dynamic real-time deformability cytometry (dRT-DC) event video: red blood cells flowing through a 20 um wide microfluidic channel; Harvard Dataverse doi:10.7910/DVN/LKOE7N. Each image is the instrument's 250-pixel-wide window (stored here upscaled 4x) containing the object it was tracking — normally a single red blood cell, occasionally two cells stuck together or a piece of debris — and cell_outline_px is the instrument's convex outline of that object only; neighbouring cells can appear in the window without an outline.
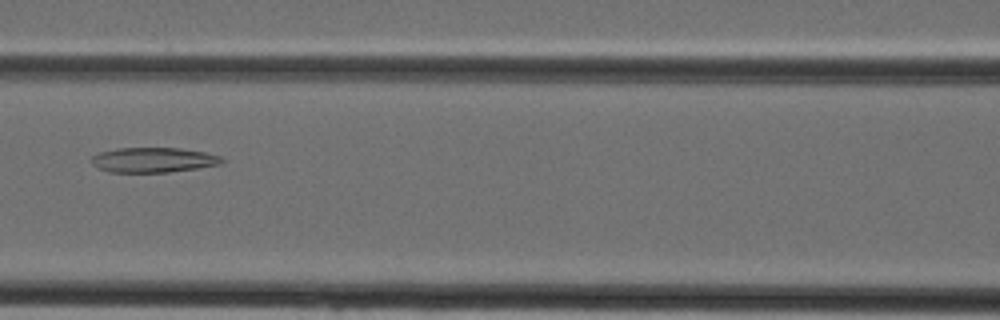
{"species": "Egyptian fruit bat (a non-hibernating species)", "species_latin": "Rousettus aegyptiacus", "temperature_condition": "cold", "stored_images_in_passage": 32, "camera_frame_rate_fps": 3000, "um_per_image_px": 0.085, "animal": {"sex": "female"}, "frame": {"image": 1, "passage_image": 11, "time_ms": 3.333, "image_size_px": [1000, 320], "cell_outline_px": [[224, 160], [220, 164], [196, 168], [168, 172], [108, 172], [92, 164], [92, 156], [100, 152], [116, 148], [180, 148], [204, 152], [220, 156]], "centroid_in_image_um": [13.02, 13.59], "position_along_channel_um": 153.6, "area_um2": 18.79}}
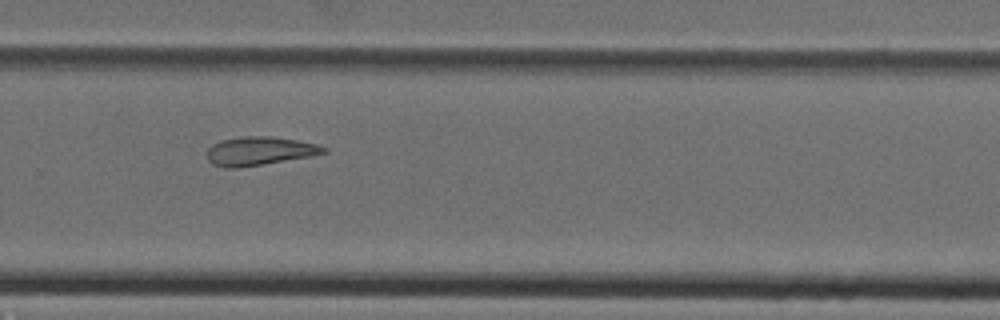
{"frame": {"image": 2, "passage_image": 20, "time_ms": 6.333, "image_size_px": [1000, 320], "cell_outline_px": [[328, 152], [312, 156], [264, 164], [236, 168], [224, 168], [212, 164], [208, 160], [208, 148], [212, 144], [220, 140], [244, 136], [272, 136], [296, 140], [316, 144], [328, 148]], "centroid_in_image_um": [22.06, 12.84], "position_along_channel_um": 307.7, "area_um2": 19.54}}
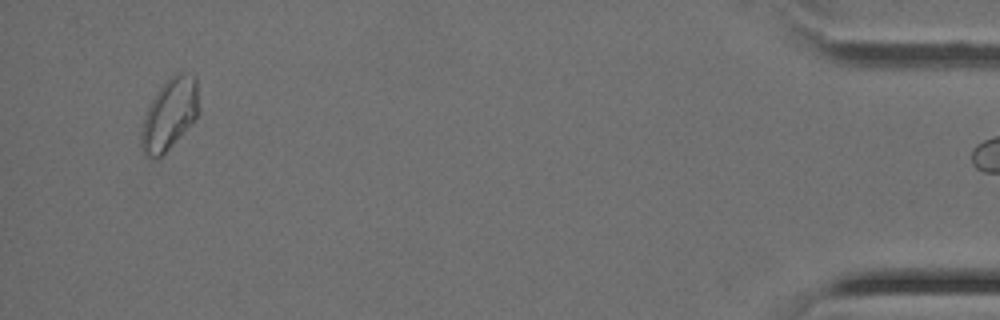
{"frame": {"image": 3, "passage_image": 31, "time_ms": 10.0, "image_size_px": [1000, 320], "cell_outline_px": [[200, 112], [172, 144], [160, 156], [144, 156], [140, 144], [140, 132], [148, 108], [156, 92], [176, 72], [180, 72], [196, 76], [200, 108]], "centroid_in_image_um": [14.42, 9.67], "position_along_channel_um": 420.8, "area_um2": 23.41}}